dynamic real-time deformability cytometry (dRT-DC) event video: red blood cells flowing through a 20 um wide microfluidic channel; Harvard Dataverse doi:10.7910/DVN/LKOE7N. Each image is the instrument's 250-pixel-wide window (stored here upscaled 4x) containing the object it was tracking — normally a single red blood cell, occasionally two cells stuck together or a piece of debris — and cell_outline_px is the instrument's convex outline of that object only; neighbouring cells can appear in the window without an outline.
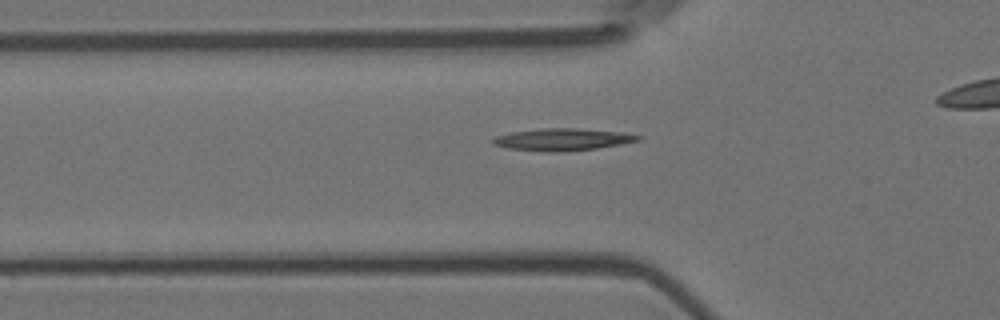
{"species": "Egyptian fruit bat (a non-hibernating species)", "species_latin": "Rousettus aegyptiacus", "temperature_condition": "room temperature", "stored_images_in_passage": 32, "camera_frame_rate_fps": 3000, "um_per_image_px": 0.085, "animal": {"sex": "female"}, "frame": {"image": 1, "passage_image": 5, "time_ms": 1.333, "image_size_px": [1000, 320], "cell_outline_px": [[640, 140], [620, 144], [596, 148], [556, 152], [508, 148], [492, 144], [492, 140], [496, 136], [512, 132], [540, 128], [580, 128], [620, 132], [640, 136]], "centroid_in_image_um": [47.79, 11.84], "position_along_channel_um": 78.0, "area_um2": 18.38}}
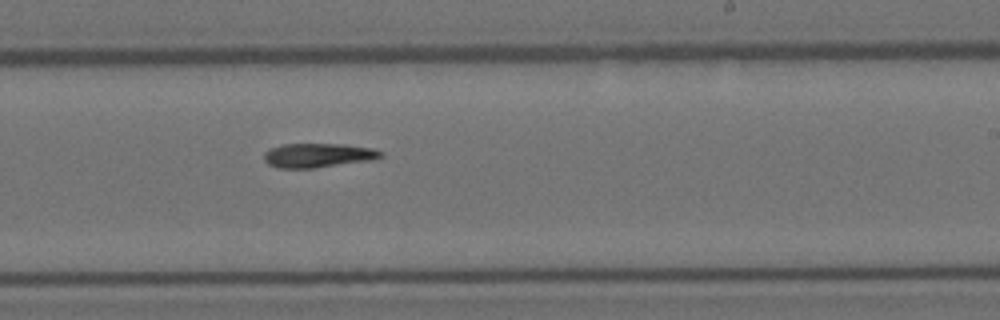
{"frame": {"image": 2, "passage_image": 20, "time_ms": 6.333, "image_size_px": [1000, 320], "cell_outline_px": [[384, 156], [372, 160], [312, 168], [276, 168], [268, 164], [264, 160], [264, 152], [268, 148], [284, 144], [344, 144], [372, 148], [384, 152]], "centroid_in_image_um": [27.02, 13.2], "position_along_channel_um": 262.0, "area_um2": 16.59}}
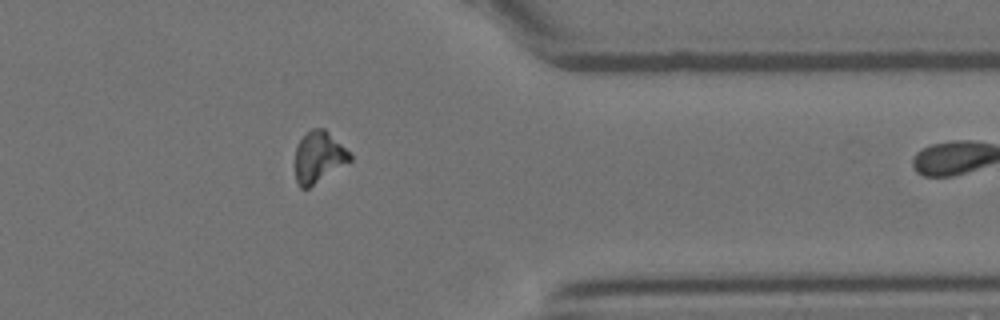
{"frame": {"image": 3, "passage_image": 31, "time_ms": 10.0, "image_size_px": [1000, 320], "cell_outline_px": [[352, 160], [308, 188], [300, 188], [296, 184], [296, 148], [300, 140], [312, 128], [324, 128], [352, 152]], "centroid_in_image_um": [27.12, 13.34], "position_along_channel_um": 384.3, "area_um2": 16.36}}